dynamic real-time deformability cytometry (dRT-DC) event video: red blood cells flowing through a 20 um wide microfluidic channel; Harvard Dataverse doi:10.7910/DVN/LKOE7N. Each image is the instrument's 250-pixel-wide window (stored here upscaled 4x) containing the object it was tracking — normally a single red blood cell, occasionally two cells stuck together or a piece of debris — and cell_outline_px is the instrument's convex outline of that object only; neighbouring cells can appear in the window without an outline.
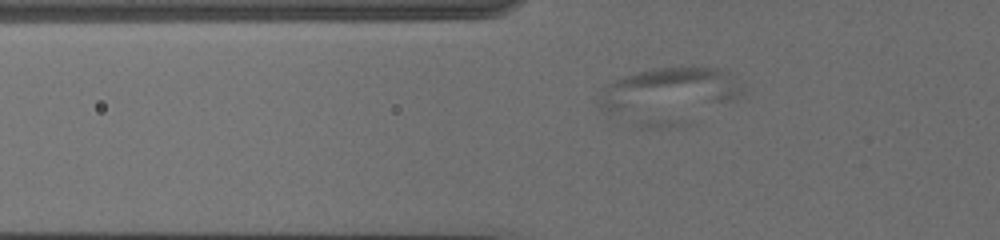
{"species": "common noctule bat (a hibernating species)", "species_latin": "Nyctalus noctula", "temperature_condition": "cold", "stored_images_in_passage": 35, "segment_of_instrument_passage": [1, 2], "camera_frame_rate_fps": 3000, "um_per_image_px": 0.085, "animal": {"sex": "female", "body_mass_g": 19.5, "forearm_length_mm": 54.1}, "frame": {"image": 1, "passage_image": 2, "time_ms": 0.333, "image_size_px": [1000, 240], "cell_outline_px": [[740, 92], [732, 100], [608, 112], [600, 108], [596, 104], [608, 84], [616, 80], [640, 72], [656, 68], [720, 68], [740, 88]], "centroid_in_image_um": [56.78, 7.57], "position_along_channel_um": 69.0, "area_um2": 33.06}}